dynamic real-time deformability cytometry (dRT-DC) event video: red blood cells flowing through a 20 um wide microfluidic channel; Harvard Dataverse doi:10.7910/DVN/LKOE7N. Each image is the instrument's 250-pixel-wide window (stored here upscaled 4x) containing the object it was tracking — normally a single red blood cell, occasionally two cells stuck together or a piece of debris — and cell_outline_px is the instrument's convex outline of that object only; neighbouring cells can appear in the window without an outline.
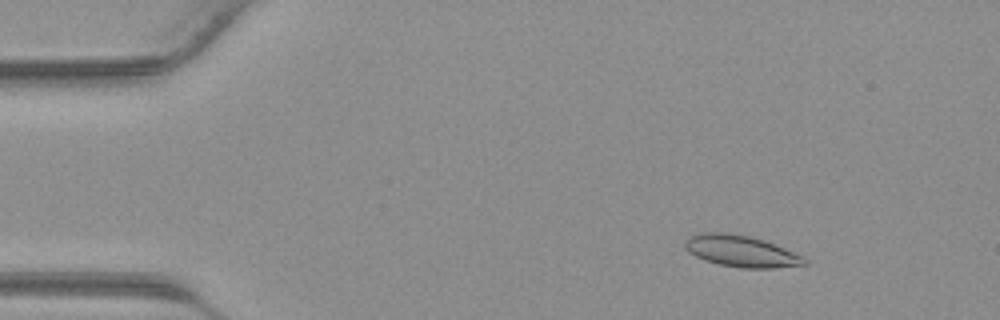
{"species": "common noctule bat (a hibernating species)", "species_latin": "Nyctalus noctula", "temperature_condition": "warm", "stored_images_in_passage": 42, "camera_frame_rate_fps": 3000, "um_per_image_px": 0.085, "animal": {"sex": "male", "body_mass_g": 23.1, "forearm_length_mm": 52.7}, "frame": {"image": 1, "passage_image": 6, "time_ms": 1.667, "image_size_px": [1000, 320], "cell_outline_px": [[808, 264], [772, 268], [740, 268], [720, 264], [704, 260], [688, 252], [684, 248], [684, 240], [688, 236], [700, 232], [728, 232], [748, 236], [764, 240], [804, 256], [808, 260]], "centroid_in_image_um": [62.96, 21.34], "position_along_channel_um": 22.0, "area_um2": 22.14}}
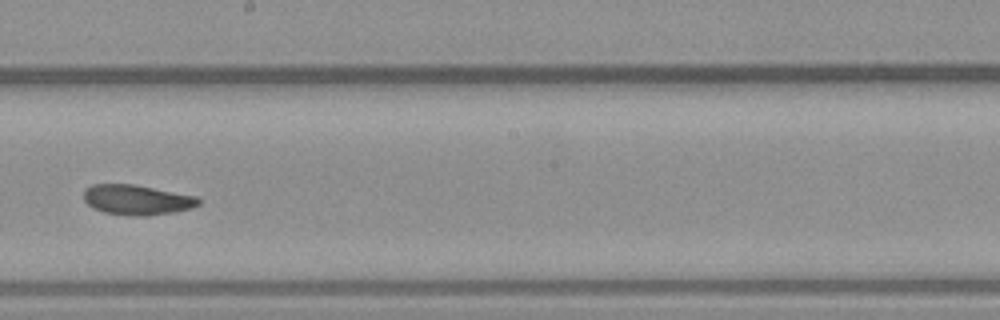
{"frame": {"image": 2, "passage_image": 24, "time_ms": 7.667, "image_size_px": [1000, 320], "cell_outline_px": [[200, 204], [192, 208], [172, 212], [148, 216], [128, 216], [104, 212], [92, 208], [84, 200], [84, 188], [92, 184], [136, 184], [196, 196], [200, 200]], "centroid_in_image_um": [11.62, 16.98], "position_along_channel_um": 236.6, "area_um2": 20.35}}
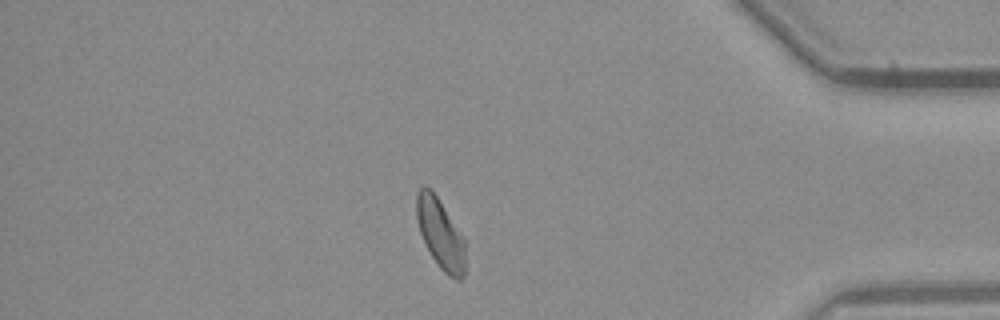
{"frame": {"image": 3, "passage_image": 36, "time_ms": 11.667, "image_size_px": [1000, 320], "cell_outline_px": [[464, 276], [460, 280], [456, 280], [448, 276], [440, 268], [424, 244], [416, 220], [416, 192], [424, 184], [432, 188], [464, 236]], "centroid_in_image_um": [37.41, 19.82], "position_along_channel_um": 397.8, "area_um2": 20.29}}